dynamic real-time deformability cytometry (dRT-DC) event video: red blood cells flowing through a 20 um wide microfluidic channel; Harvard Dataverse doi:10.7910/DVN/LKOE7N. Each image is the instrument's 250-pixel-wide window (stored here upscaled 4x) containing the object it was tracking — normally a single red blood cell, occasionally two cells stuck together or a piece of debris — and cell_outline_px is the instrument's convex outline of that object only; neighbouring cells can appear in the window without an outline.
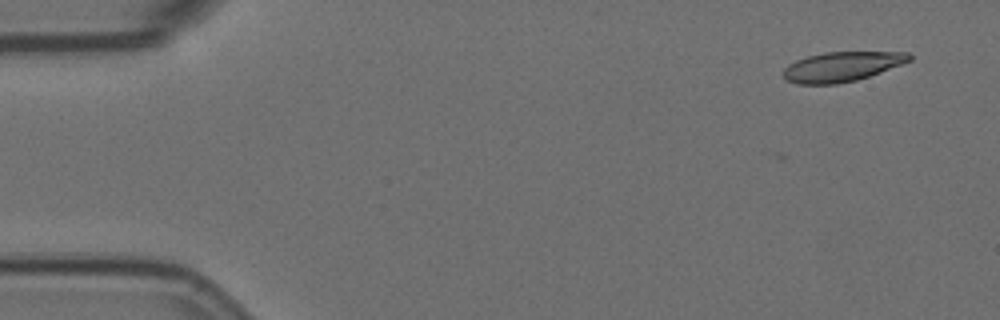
{"species": "Egyptian fruit bat (a non-hibernating species)", "species_latin": "Rousettus aegyptiacus", "temperature_condition": "room temperature", "stored_images_in_passage": 3, "camera_frame_rate_fps": 3000, "um_per_image_px": 0.085, "animal": {"sex": "female"}, "frame": {"image": 1, "passage_image": 1, "time_ms": 0.0, "image_size_px": [1000, 320], "cell_outline_px": [[912, 60], [880, 72], [856, 80], [836, 84], [796, 84], [784, 80], [784, 68], [788, 64], [796, 60], [808, 56], [824, 52], [908, 52], [912, 56]], "centroid_in_image_um": [71.53, 5.66], "position_along_channel_um": 13.5, "area_um2": 21.79}}